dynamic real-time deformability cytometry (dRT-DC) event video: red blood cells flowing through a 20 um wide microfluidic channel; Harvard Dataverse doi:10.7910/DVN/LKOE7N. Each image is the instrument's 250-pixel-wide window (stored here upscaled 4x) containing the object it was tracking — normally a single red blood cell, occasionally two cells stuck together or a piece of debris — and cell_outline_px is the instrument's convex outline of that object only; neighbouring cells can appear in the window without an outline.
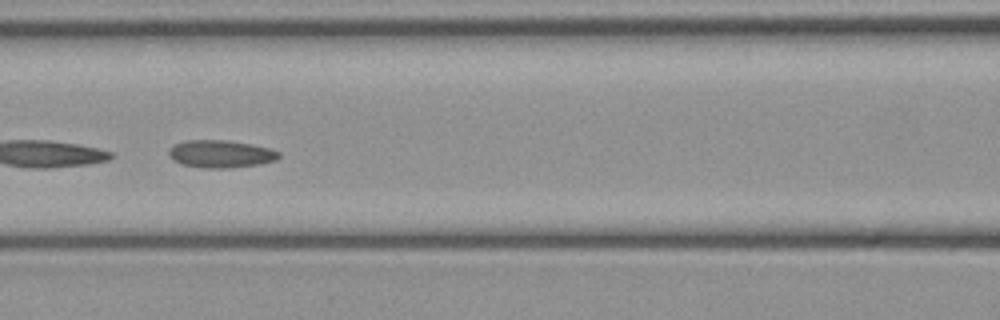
{"species": "common noctule bat (a hibernating species)", "species_latin": "Nyctalus noctula", "temperature_condition": "cold", "stored_images_in_passage": 45, "camera_frame_rate_fps": 3000, "um_per_image_px": 0.085, "animal": {"sex": "female", "body_mass_g": 21.9}, "frame": {"image": 1, "passage_image": 20, "time_ms": 6.333, "image_size_px": [1000, 320], "cell_outline_px": [[280, 156], [276, 160], [260, 164], [228, 168], [204, 168], [180, 164], [172, 160], [168, 152], [176, 144], [184, 140], [228, 140], [252, 144], [268, 148], [280, 152]], "centroid_in_image_um": [18.77, 13.08], "position_along_channel_um": 147.8, "area_um2": 17.69}}
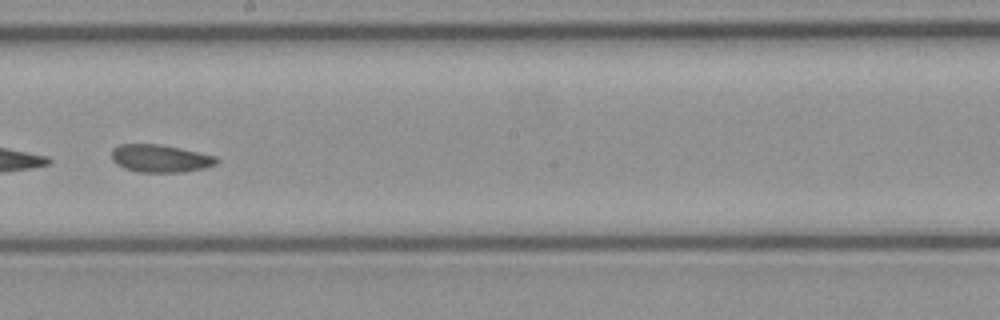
{"frame": {"image": 2, "passage_image": 26, "time_ms": 8.333, "image_size_px": [1000, 320], "cell_outline_px": [[220, 160], [216, 164], [204, 168], [184, 172], [140, 172], [124, 168], [116, 164], [112, 160], [112, 148], [120, 144], [160, 144], [180, 148], [216, 156]], "centroid_in_image_um": [13.62, 13.46], "position_along_channel_um": 234.6, "area_um2": 16.99}}